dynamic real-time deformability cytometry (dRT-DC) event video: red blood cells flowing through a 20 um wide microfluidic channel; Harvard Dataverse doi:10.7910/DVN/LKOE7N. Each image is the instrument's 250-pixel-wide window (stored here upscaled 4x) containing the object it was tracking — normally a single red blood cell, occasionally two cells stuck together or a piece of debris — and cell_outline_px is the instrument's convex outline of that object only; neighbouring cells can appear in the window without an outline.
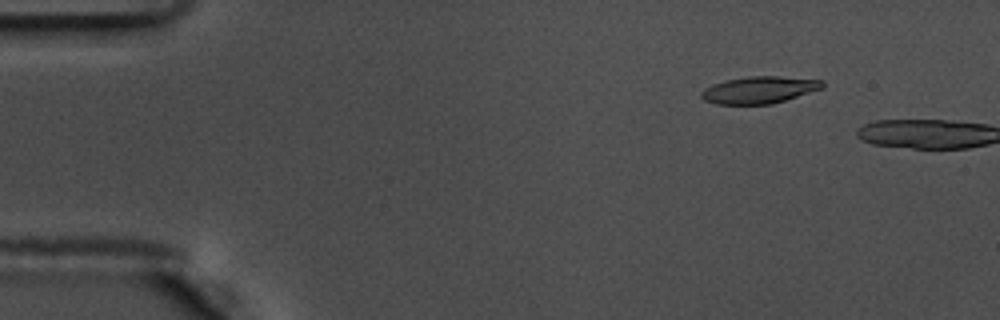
{"species": "common noctule bat (a hibernating species)", "species_latin": "Nyctalus noctula", "temperature_condition": "warm", "stored_images_in_passage": 2, "camera_frame_rate_fps": 3000, "um_per_image_px": 0.085, "animal": {"sex": "male", "body_mass_g": 17.5, "forearm_length_mm": 52.3}, "frame": {"image": 1, "passage_image": 1, "time_ms": 0.0, "image_size_px": [1000, 320], "cell_outline_px": [[824, 88], [772, 104], [716, 104], [704, 100], [700, 96], [700, 92], [704, 88], [712, 84], [728, 80], [748, 76], [780, 76], [824, 80]], "centroid_in_image_um": [64.54, 7.64], "position_along_channel_um": 20.5, "area_um2": 19.13}}